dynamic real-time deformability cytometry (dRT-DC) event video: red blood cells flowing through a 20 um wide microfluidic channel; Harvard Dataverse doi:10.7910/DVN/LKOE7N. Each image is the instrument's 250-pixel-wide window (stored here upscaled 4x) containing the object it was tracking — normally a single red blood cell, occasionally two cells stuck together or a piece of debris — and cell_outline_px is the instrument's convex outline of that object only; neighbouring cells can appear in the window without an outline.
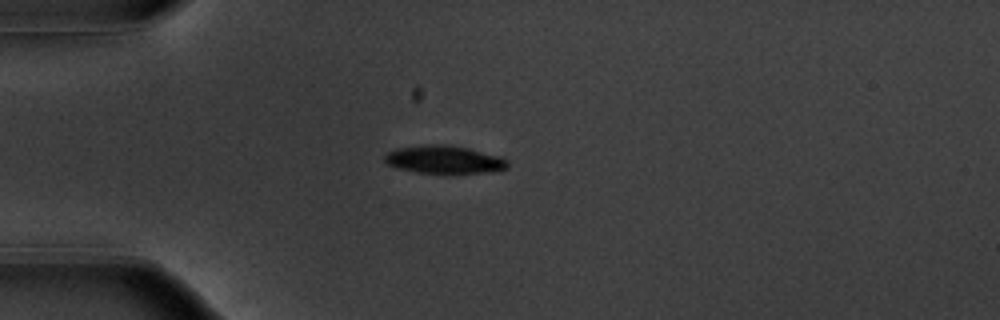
{"species": "common noctule bat (a hibernating species)", "species_latin": "Nyctalus noctula", "temperature_condition": "warm", "stored_images_in_passage": 52, "camera_frame_rate_fps": 3000, "um_per_image_px": 0.085, "animal": {"sex": "male", "body_mass_g": 20.1, "forearm_length_mm": 53.5}, "frame": {"image": 1, "passage_image": 12, "time_ms": 3.667, "image_size_px": [1000, 320], "cell_outline_px": [[508, 168], [484, 172], [416, 172], [396, 168], [388, 164], [384, 160], [384, 156], [388, 152], [396, 148], [424, 144], [448, 144], [468, 148], [500, 156], [508, 160]], "centroid_in_image_um": [37.72, 13.53], "position_along_channel_um": 47.3, "area_um2": 19.83}}
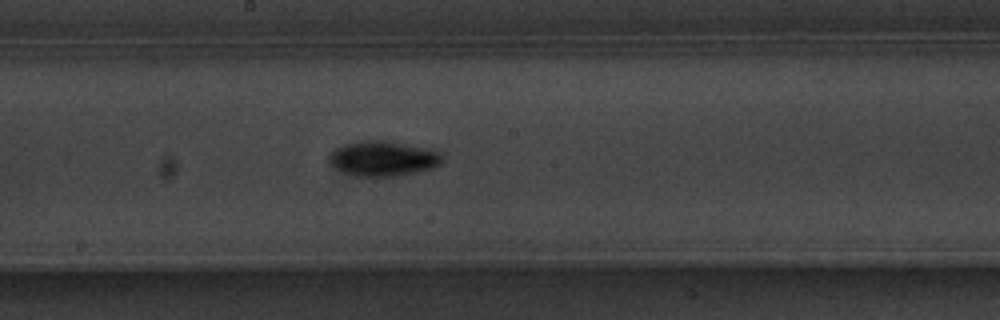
{"frame": {"image": 2, "passage_image": 27, "time_ms": 8.667, "image_size_px": [1000, 320], "cell_outline_px": [[440, 164], [432, 168], [392, 176], [356, 176], [332, 164], [328, 160], [328, 156], [336, 148], [344, 144], [360, 140], [388, 140], [432, 148], [440, 152]], "centroid_in_image_um": [32.58, 13.43], "position_along_channel_um": 215.6, "area_um2": 22.83}}
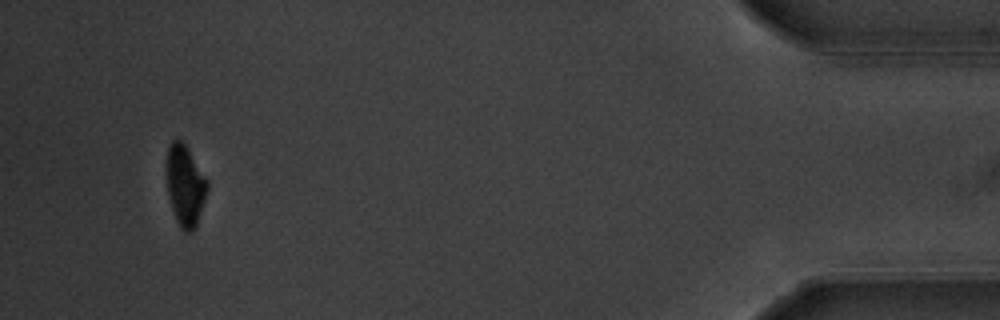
{"frame": {"image": 3, "passage_image": 49, "time_ms": 16.0, "image_size_px": [1000, 320], "cell_outline_px": [[208, 188], [196, 228], [192, 232], [184, 232], [180, 228], [176, 220], [172, 208], [168, 192], [164, 168], [168, 148], [172, 140], [180, 140], [188, 148], [208, 180]], "centroid_in_image_um": [15.72, 15.77], "position_along_channel_um": 419.5, "area_um2": 19.54}, "authors_computed_cell_mechanics": {"area_um2": 20.519, "velocity_mm_per_s": 3.7309, "shape_relaxation_time_tau1_ms": 2.4639, "shape_relaxation_time_tau2_ms": null, "deformation_change_tau1": 0.1429, "deformation_change_tau2": null}}